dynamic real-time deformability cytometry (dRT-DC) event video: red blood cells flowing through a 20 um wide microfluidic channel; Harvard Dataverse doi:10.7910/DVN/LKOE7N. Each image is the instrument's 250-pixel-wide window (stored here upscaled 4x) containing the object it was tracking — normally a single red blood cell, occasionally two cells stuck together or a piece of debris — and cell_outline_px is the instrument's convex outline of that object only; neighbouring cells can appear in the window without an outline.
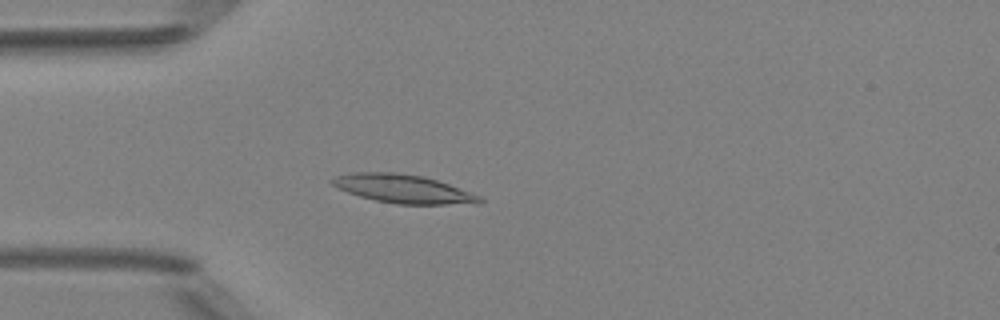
{"species": "Egyptian fruit bat (a non-hibernating species)", "species_latin": "Rousettus aegyptiacus", "temperature_condition": "room temperature", "stored_images_in_passage": 3, "camera_frame_rate_fps": 3000, "um_per_image_px": 0.085, "animal": {"sex": "female"}, "frame": {"image": 1, "passage_image": 3, "time_ms": 3.333, "image_size_px": [1000, 320], "cell_outline_px": [[484, 200], [444, 204], [396, 204], [376, 200], [360, 196], [348, 192], [332, 184], [332, 180], [336, 176], [352, 172], [396, 172], [424, 176], [448, 184], [480, 196]], "centroid_in_image_um": [34.18, 16.02], "position_along_channel_um": 50.8, "area_um2": 23.76}}